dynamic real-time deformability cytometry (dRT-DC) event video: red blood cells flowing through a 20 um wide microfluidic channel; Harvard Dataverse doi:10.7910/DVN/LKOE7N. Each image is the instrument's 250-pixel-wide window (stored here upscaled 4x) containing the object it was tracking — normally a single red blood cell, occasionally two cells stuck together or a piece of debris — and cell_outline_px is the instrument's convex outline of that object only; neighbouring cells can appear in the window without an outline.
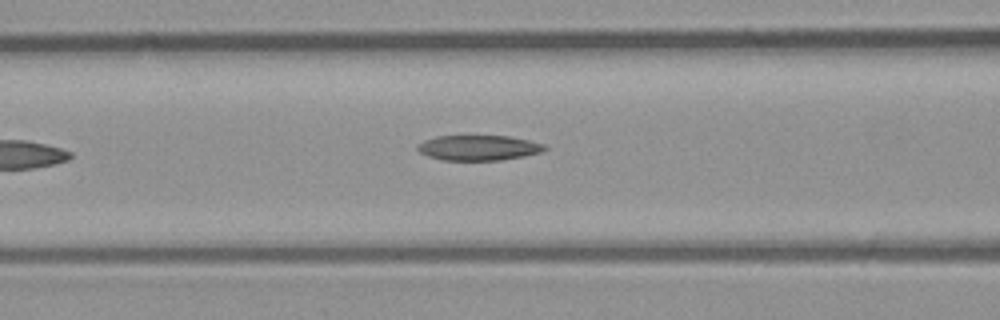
{"species": "common noctule bat (a hibernating species)", "species_latin": "Nyctalus noctula", "temperature_condition": "room temperature", "stored_images_in_passage": 6, "camera_frame_rate_fps": 3000, "um_per_image_px": 0.085, "animal": {"sex": "male", "body_mass_g": 23.1, "forearm_length_mm": 52.7}, "frame": {"image": 1, "passage_image": 6, "time_ms": 1.667, "image_size_px": [1000, 320], "cell_outline_px": [[548, 148], [540, 152], [524, 156], [500, 160], [440, 160], [428, 156], [420, 152], [416, 148], [424, 140], [436, 136], [508, 136], [528, 140], [544, 144]], "centroid_in_image_um": [40.67, 12.56], "position_along_channel_um": 125.9, "area_um2": 18.55}}